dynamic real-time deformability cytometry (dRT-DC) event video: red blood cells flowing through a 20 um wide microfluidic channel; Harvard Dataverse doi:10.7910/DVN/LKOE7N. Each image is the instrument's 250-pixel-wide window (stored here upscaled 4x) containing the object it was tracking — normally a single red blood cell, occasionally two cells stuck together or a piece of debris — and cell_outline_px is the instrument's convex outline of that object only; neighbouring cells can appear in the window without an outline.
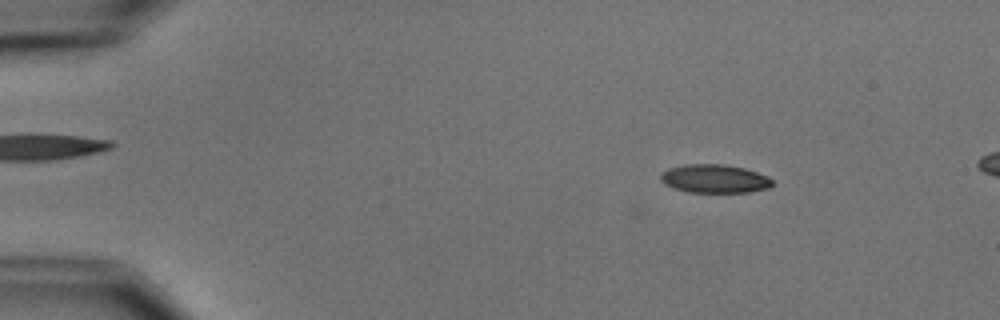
{"species": "common noctule bat (a hibernating species)", "species_latin": "Nyctalus noctula", "temperature_condition": "cold", "stored_images_in_passage": 5, "camera_frame_rate_fps": 3000, "um_per_image_px": 0.085, "animal": {"sex": "male", "body_mass_g": 15.6}, "frame": {"image": 1, "passage_image": 2, "time_ms": 1.0, "image_size_px": [1000, 320], "cell_outline_px": [[772, 184], [768, 188], [748, 192], [688, 192], [664, 184], [660, 180], [660, 172], [668, 168], [684, 164], [724, 164], [744, 168], [768, 176], [772, 180]], "centroid_in_image_um": [60.7, 15.18], "position_along_channel_um": 24.3, "area_um2": 18.55}}